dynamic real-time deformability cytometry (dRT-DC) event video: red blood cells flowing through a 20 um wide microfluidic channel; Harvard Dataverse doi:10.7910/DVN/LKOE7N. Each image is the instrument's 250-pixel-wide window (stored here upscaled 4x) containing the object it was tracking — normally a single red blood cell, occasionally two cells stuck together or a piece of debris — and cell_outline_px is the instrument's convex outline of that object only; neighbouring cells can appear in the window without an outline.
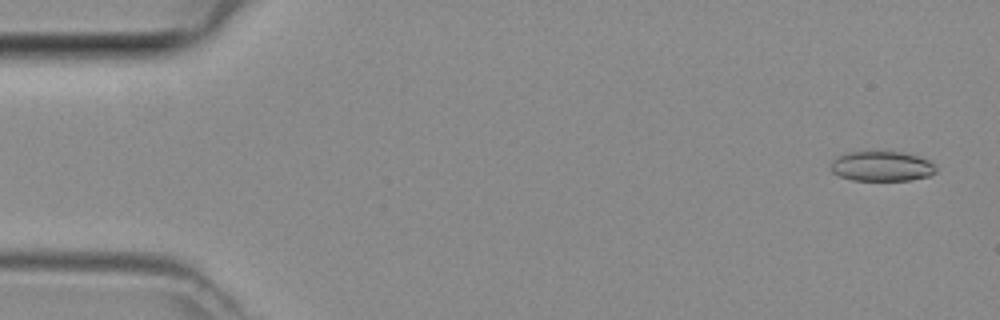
{"species": "common noctule bat (a hibernating species)", "species_latin": "Nyctalus noctula", "temperature_condition": "room temperature", "stored_images_in_passage": 10, "camera_frame_rate_fps": 3000, "um_per_image_px": 0.085, "animal": {"sex": "female", "body_mass_g": 29.2, "forearm_length_mm": 56.3}, "frame": {"image": 1, "passage_image": 2, "time_ms": 0.333, "image_size_px": [1000, 320], "cell_outline_px": [[936, 172], [928, 176], [908, 180], [852, 180], [840, 176], [832, 172], [828, 164], [836, 156], [848, 152], [868, 148], [904, 152], [928, 160], [936, 168]], "centroid_in_image_um": [74.86, 14.07], "position_along_channel_um": 10.1, "area_um2": 19.13}}